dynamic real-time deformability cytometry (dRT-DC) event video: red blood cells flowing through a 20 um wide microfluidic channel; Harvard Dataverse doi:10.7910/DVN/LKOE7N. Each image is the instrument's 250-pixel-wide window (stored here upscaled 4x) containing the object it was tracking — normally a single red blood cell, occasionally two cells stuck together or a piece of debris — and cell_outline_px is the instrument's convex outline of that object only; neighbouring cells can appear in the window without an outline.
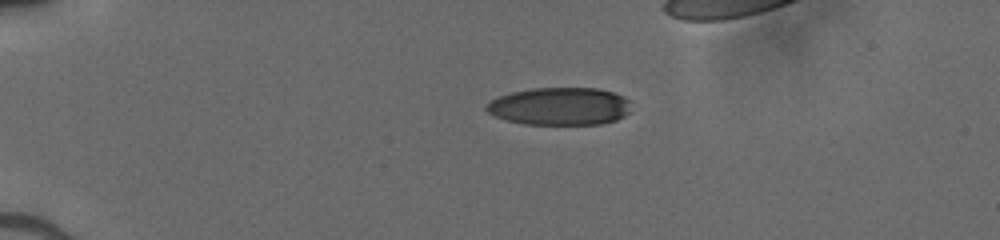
{"species": "human", "species_latin": "Homo sapiens", "temperature_condition": "cold", "stored_images_in_passage": 35, "camera_frame_rate_fps": 3000, "um_per_image_px": 0.085, "donor": {"sex": "male"}, "frame": {"image": 1, "passage_image": 1, "time_ms": 0.0, "image_size_px": [1000, 240], "cell_outline_px": [[628, 112], [624, 116], [616, 120], [600, 124], [524, 124], [508, 120], [496, 116], [488, 112], [484, 108], [484, 104], [500, 96], [512, 92], [532, 88], [600, 88], [624, 96], [628, 100]], "centroid_in_image_um": [47.57, 9.03], "position_along_channel_um": 37.4, "area_um2": 31.67}}
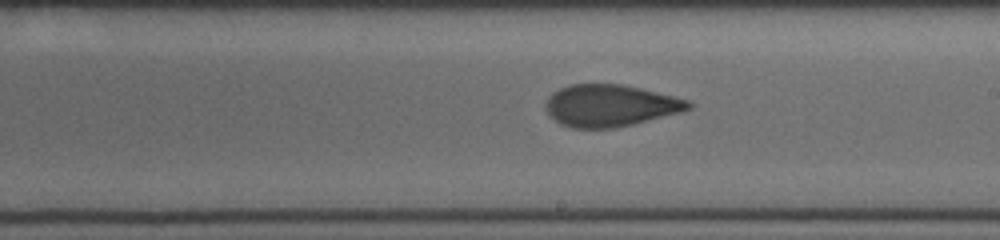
{"frame": {"image": 2, "passage_image": 20, "time_ms": 6.333, "image_size_px": [1000, 240], "cell_outline_px": [[692, 108], [680, 112], [632, 124], [612, 128], [572, 128], [560, 124], [544, 108], [544, 104], [548, 96], [552, 92], [568, 84], [620, 84], [640, 88], [688, 100], [692, 104]], "centroid_in_image_um": [51.82, 8.97], "position_along_channel_um": 237.2, "area_um2": 34.68}}
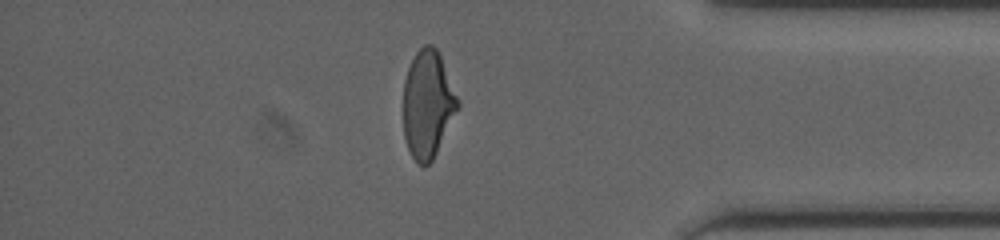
{"frame": {"image": 3, "passage_image": 33, "time_ms": 10.667, "image_size_px": [1000, 240], "cell_outline_px": [[460, 108], [432, 160], [424, 168], [416, 164], [408, 148], [404, 136], [404, 80], [408, 68], [416, 52], [424, 44], [432, 44], [436, 48], [440, 56], [460, 104]], "centroid_in_image_um": [36.35, 8.89], "position_along_channel_um": 398.8, "area_um2": 33.99}}